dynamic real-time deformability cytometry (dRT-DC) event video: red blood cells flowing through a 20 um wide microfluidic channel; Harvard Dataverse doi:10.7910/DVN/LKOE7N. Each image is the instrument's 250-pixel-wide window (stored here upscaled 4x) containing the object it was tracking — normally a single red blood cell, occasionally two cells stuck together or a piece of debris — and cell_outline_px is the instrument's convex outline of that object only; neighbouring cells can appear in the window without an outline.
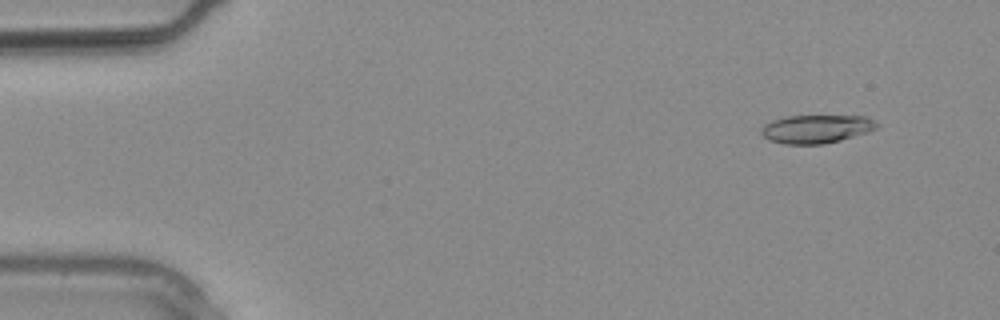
{"species": "common noctule bat (a hibernating species)", "species_latin": "Nyctalus noctula", "temperature_condition": "warm", "stored_images_in_passage": 2, "segment_of_instrument_passage": [2, 2], "camera_frame_rate_fps": 3000, "um_per_image_px": 0.085, "animal": {"sex": "male", "body_mass_g": 20.4}, "frame": {"image": 1, "passage_image": 2, "time_ms": 0.333, "image_size_px": [1000, 320], "cell_outline_px": [[880, 124], [876, 128], [868, 132], [840, 140], [824, 144], [784, 144], [768, 140], [760, 132], [760, 128], [764, 124], [772, 120], [784, 116], [864, 116]], "centroid_in_image_um": [69.34, 10.96], "position_along_channel_um": 15.7, "area_um2": 19.13}}